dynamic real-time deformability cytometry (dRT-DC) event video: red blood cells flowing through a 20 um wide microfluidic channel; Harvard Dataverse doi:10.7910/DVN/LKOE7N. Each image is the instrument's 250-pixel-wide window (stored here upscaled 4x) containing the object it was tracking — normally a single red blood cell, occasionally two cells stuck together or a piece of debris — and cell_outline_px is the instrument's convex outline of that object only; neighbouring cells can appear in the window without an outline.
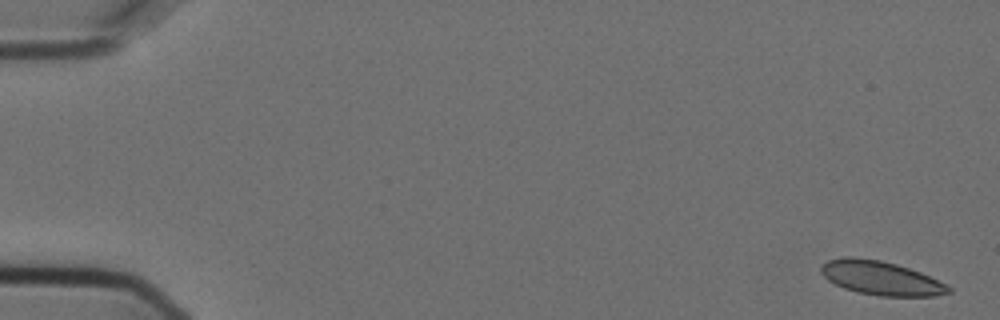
{"species": "Egyptian fruit bat (a non-hibernating species)", "species_latin": "Rousettus aegyptiacus", "temperature_condition": "cold", "stored_images_in_passage": 56, "camera_frame_rate_fps": 3000, "um_per_image_px": 0.085, "animal": {"sex": "female"}, "frame": {"image": 1, "passage_image": 1, "time_ms": 0.0, "image_size_px": [1000, 320], "cell_outline_px": [[952, 292], [936, 296], [880, 296], [856, 292], [844, 288], [828, 280], [820, 272], [820, 268], [828, 260], [844, 256], [852, 256], [880, 260], [896, 264], [920, 272], [952, 288]], "centroid_in_image_um": [74.85, 23.63], "position_along_channel_um": 10.1, "area_um2": 25.09}}
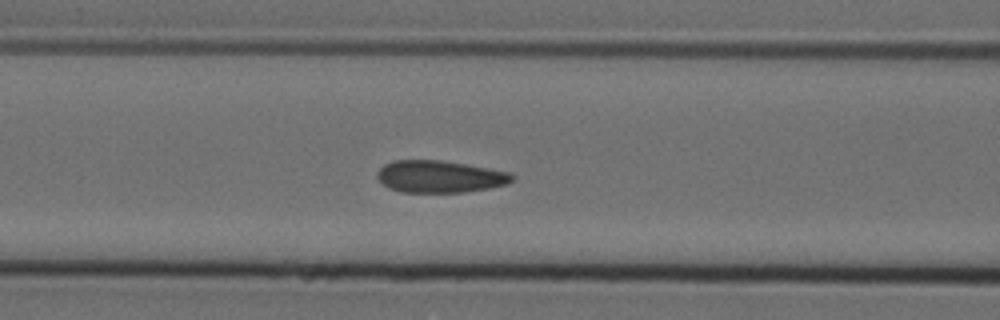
{"frame": {"image": 2, "passage_image": 23, "time_ms": 7.333, "image_size_px": [1000, 320], "cell_outline_px": [[516, 176], [508, 184], [488, 188], [464, 192], [400, 192], [384, 184], [376, 176], [376, 172], [384, 164], [392, 160], [440, 160], [464, 164], [508, 172]], "centroid_in_image_um": [37.36, 15.0], "position_along_channel_um": 129.2, "area_um2": 25.03}}
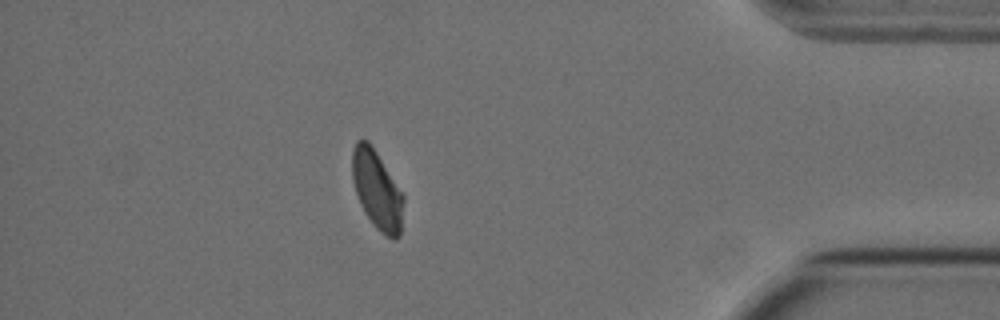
{"frame": {"image": 3, "passage_image": 49, "time_ms": 16.0, "image_size_px": [1000, 320], "cell_outline_px": [[404, 200], [400, 236], [396, 240], [392, 240], [380, 232], [376, 228], [364, 212], [360, 204], [352, 180], [352, 148], [356, 140], [368, 140], [376, 152], [404, 196]], "centroid_in_image_um": [32.04, 16.17], "position_along_channel_um": 403.2, "area_um2": 23.47}, "authors_computed_cell_mechanics": {"area_um2": 25.2297, "velocity_mm_per_s": 3.6031, "shape_relaxation_time_tau1_ms": 7.4135, "shape_relaxation_time_tau2_ms": 1.0928, "deformation_change_tau1": 0.1223, "deformation_change_tau2": 0.0494}}